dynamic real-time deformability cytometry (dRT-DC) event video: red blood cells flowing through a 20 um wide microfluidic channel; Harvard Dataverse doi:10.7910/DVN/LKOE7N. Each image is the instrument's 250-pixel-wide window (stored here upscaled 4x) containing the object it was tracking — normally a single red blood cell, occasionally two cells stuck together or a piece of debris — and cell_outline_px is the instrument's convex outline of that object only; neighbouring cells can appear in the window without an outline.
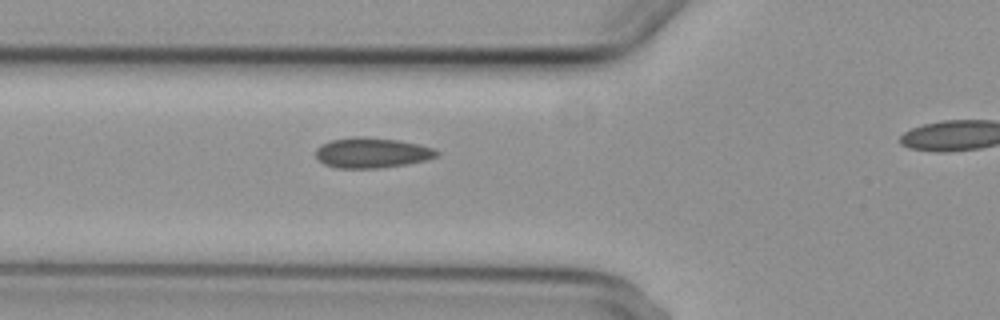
{"species": "common noctule bat (a hibernating species)", "species_latin": "Nyctalus noctula", "temperature_condition": "cold", "stored_images_in_passage": 6, "segment_of_instrument_passage": [1, 2], "camera_frame_rate_fps": 3000, "um_per_image_px": 0.085, "animal": {"sex": "female", "body_mass_g": 29.2, "forearm_length_mm": 56.3}, "frame": {"image": 1, "passage_image": 5, "time_ms": 4.667, "image_size_px": [1000, 320], "cell_outline_px": [[440, 152], [436, 156], [428, 160], [380, 168], [336, 168], [324, 164], [316, 156], [316, 148], [320, 144], [332, 140], [356, 136], [364, 136], [400, 140], [420, 144], [432, 148]], "centroid_in_image_um": [31.61, 12.98], "position_along_channel_um": 94.2, "area_um2": 21.44}}